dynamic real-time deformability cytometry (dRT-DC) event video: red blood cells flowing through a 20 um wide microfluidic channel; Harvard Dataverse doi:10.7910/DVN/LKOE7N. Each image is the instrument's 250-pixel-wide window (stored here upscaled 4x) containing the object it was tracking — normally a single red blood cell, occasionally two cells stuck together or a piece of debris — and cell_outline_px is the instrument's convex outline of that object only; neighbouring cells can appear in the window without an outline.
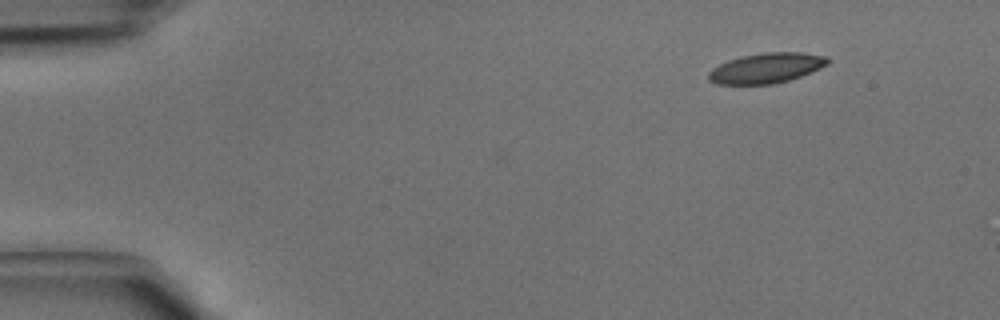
{"species": "common noctule bat (a hibernating species)", "species_latin": "Nyctalus noctula", "temperature_condition": "cold", "stored_images_in_passage": 3, "camera_frame_rate_fps": 3000, "um_per_image_px": 0.085, "animal": {"sex": "male", "body_mass_g": 15.6}, "frame": {"image": 1, "passage_image": 1, "time_ms": 0.0, "image_size_px": [1000, 320], "cell_outline_px": [[832, 60], [828, 64], [812, 72], [788, 80], [772, 84], [716, 84], [708, 80], [708, 72], [712, 68], [728, 60], [744, 56], [764, 52], [800, 52], [828, 56]], "centroid_in_image_um": [65.16, 5.78], "position_along_channel_um": 19.8, "area_um2": 20.98}}